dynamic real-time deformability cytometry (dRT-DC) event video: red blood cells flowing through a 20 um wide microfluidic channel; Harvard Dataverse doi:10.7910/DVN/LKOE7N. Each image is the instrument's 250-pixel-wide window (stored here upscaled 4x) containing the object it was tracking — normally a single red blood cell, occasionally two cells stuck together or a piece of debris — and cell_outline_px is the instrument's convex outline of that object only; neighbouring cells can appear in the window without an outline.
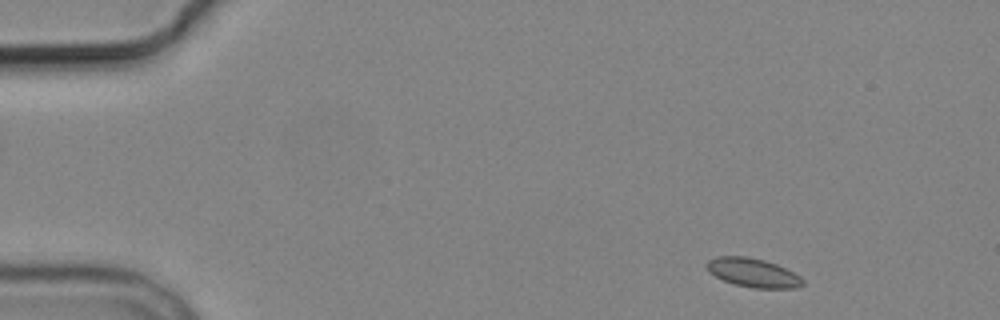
{"species": "common noctule bat (a hibernating species)", "species_latin": "Nyctalus noctula", "temperature_condition": "cold", "stored_images_in_passage": 3, "camera_frame_rate_fps": 3000, "um_per_image_px": 0.085, "animal": {"sex": "male", "body_mass_g": 19.2, "forearm_length_mm": 51.8}, "frame": {"image": 1, "passage_image": 1, "time_ms": 0.0, "image_size_px": [1000, 320], "cell_outline_px": [[804, 284], [796, 288], [752, 288], [736, 284], [724, 280], [716, 276], [704, 264], [708, 260], [716, 256], [748, 256], [764, 260], [776, 264], [800, 276], [804, 280]], "centroid_in_image_um": [64.02, 23.17], "position_along_channel_um": 21.0, "area_um2": 16.01}}